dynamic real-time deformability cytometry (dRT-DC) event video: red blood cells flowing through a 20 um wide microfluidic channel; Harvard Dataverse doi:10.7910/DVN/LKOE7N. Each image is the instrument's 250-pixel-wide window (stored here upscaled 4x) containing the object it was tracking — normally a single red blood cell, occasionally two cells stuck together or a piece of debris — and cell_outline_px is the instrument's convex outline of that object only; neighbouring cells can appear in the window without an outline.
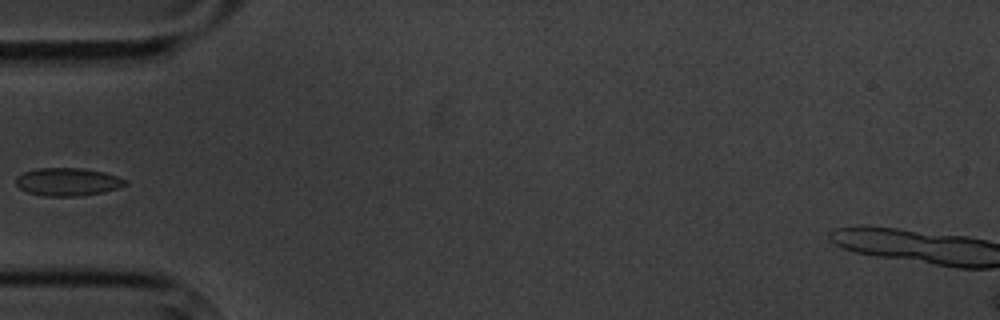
{"species": "common noctule bat (a hibernating species)", "species_latin": "Nyctalus noctula", "temperature_condition": "cold", "stored_images_in_passage": 15, "camera_frame_rate_fps": 3000, "um_per_image_px": 0.085, "animal": {"sex": "male", "body_mass_g": 20.1, "forearm_length_mm": 53.5}, "frame": {"image": 1, "passage_image": 5, "time_ms": 5.667, "image_size_px": [1000, 320], "cell_outline_px": [[128, 184], [120, 188], [104, 192], [80, 196], [44, 196], [28, 192], [20, 188], [16, 184], [16, 176], [24, 172], [36, 168], [84, 168], [104, 172], [128, 180]], "centroid_in_image_um": [5.79, 15.45], "position_along_channel_um": 79.2, "area_um2": 17.98}}
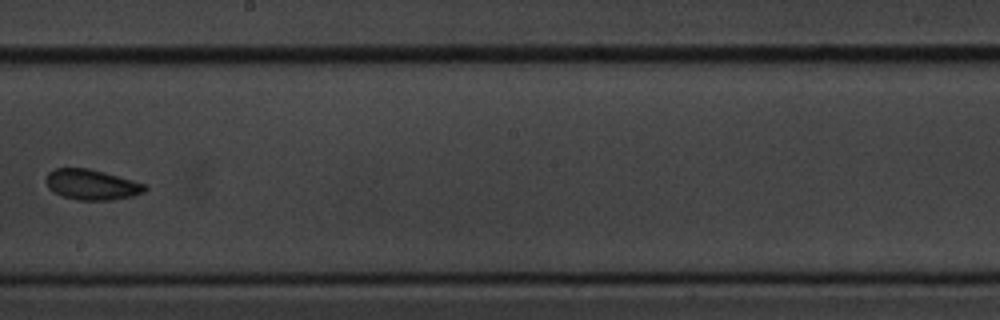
{"frame": {"image": 2, "passage_image": 9, "time_ms": 10.333, "image_size_px": [1000, 320], "cell_outline_px": [[148, 188], [144, 192], [132, 196], [112, 200], [76, 200], [64, 196], [48, 188], [44, 180], [48, 172], [56, 168], [88, 168], [104, 172], [148, 184]], "centroid_in_image_um": [7.81, 15.69], "position_along_channel_um": 240.4, "area_um2": 17.63}}
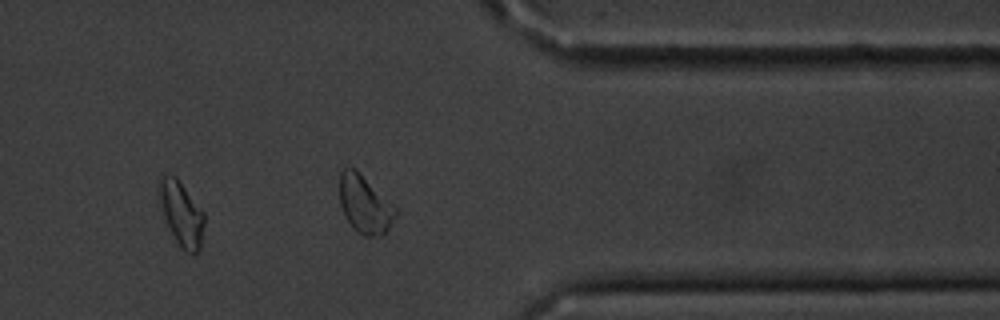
{"frame": {"image": 3, "passage_image": 13, "time_ms": 14.667, "image_size_px": [1000, 320], "cell_outline_px": [[204, 224], [200, 248], [192, 256], [180, 248], [176, 244], [168, 228], [156, 196], [156, 188], [160, 176], [176, 176], [204, 212]], "centroid_in_image_um": [15.37, 18.17], "position_along_channel_um": 396.0, "area_um2": 17.51}, "authors_computed_cell_mechanics": {"area_um2": 17.8024, "velocity_mm_per_s": 3.4482, "shape_relaxation_time_tau1_ms": 9.1847, "shape_relaxation_time_tau2_ms": null, "deformation_change_tau1": 0.0952, "deformation_change_tau2": null}}